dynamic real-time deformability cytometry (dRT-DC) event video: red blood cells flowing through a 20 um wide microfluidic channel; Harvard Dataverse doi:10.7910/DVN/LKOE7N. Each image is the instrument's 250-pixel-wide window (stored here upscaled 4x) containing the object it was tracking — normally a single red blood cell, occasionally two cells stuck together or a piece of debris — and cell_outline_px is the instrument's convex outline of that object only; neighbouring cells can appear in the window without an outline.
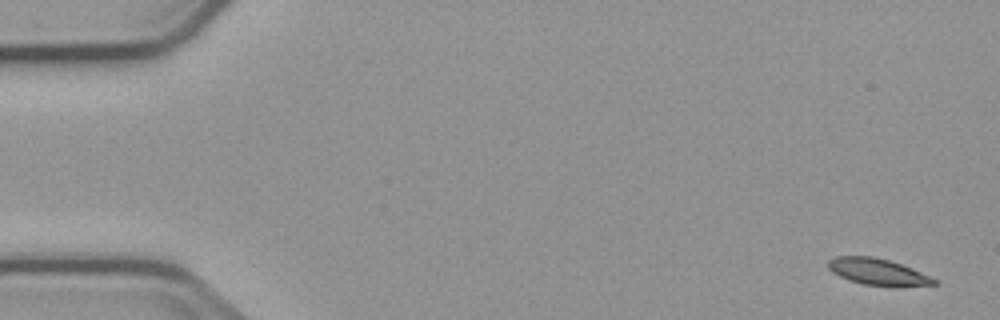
{"species": "common noctule bat (a hibernating species)", "species_latin": "Nyctalus noctula", "temperature_condition": "cold", "stored_images_in_passage": 5, "camera_frame_rate_fps": 3000, "um_per_image_px": 0.085, "animal": {"sex": "male", "body_mass_g": 23.1, "forearm_length_mm": 52.7}, "frame": {"image": 1, "passage_image": 1, "time_ms": 0.0, "image_size_px": [1000, 320], "cell_outline_px": [[940, 284], [900, 288], [896, 288], [864, 284], [848, 280], [832, 272], [828, 268], [828, 260], [836, 256], [872, 256], [888, 260], [912, 268], [940, 280]], "centroid_in_image_um": [74.7, 23.14], "position_along_channel_um": 10.3, "area_um2": 16.88}}
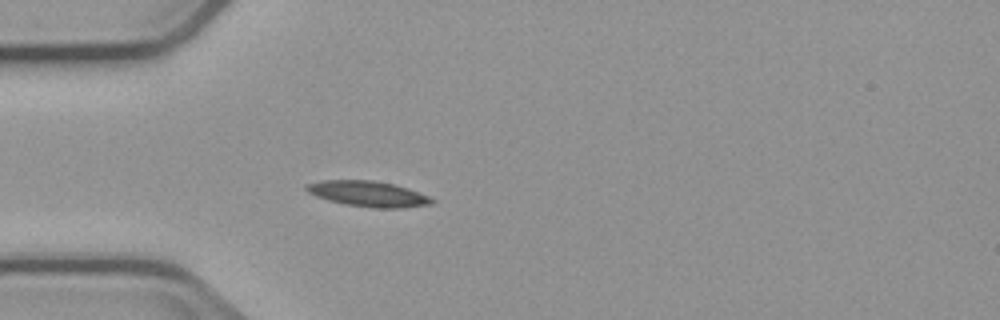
{"frame": {"image": 2, "passage_image": 5, "time_ms": 4.667, "image_size_px": [1000, 320], "cell_outline_px": [[436, 200], [432, 204], [400, 208], [372, 208], [344, 204], [328, 200], [316, 196], [308, 192], [304, 188], [304, 184], [320, 180], [372, 180], [396, 184], [408, 188], [428, 196]], "centroid_in_image_um": [31.27, 16.47], "position_along_channel_um": 53.7, "area_um2": 18.9}}